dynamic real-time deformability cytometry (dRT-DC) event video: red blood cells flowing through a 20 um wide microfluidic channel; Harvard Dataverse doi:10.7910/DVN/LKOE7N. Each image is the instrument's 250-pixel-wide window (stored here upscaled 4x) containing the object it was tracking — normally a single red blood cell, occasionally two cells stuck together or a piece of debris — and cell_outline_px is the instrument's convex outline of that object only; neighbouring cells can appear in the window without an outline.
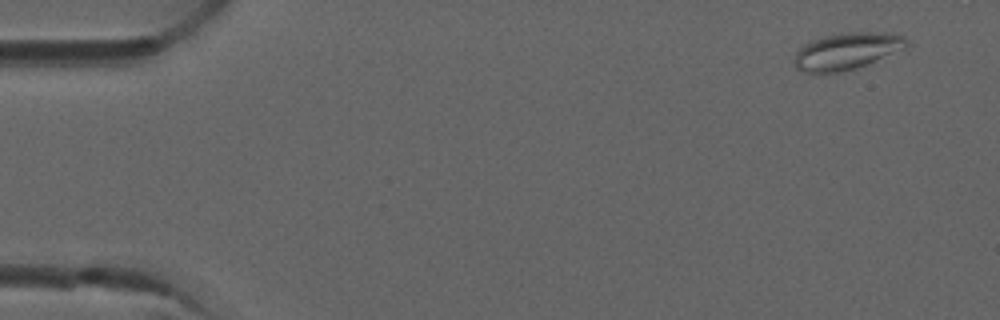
{"species": "common noctule bat (a hibernating species)", "species_latin": "Nyctalus noctula", "temperature_condition": "room temperature", "stored_images_in_passage": 3, "camera_frame_rate_fps": 3000, "um_per_image_px": 0.085, "animal": {"sex": "male", "forearm_length_mm": 52.5}, "frame": {"image": 1, "passage_image": 1, "time_ms": 0.0, "image_size_px": [1000, 320], "cell_outline_px": [[908, 44], [904, 48], [864, 64], [852, 68], [836, 72], [804, 72], [796, 68], [792, 60], [796, 52], [804, 44], [812, 40], [824, 36], [840, 32], [892, 32], [904, 36], [908, 40]], "centroid_in_image_um": [71.94, 4.3], "position_along_channel_um": 13.1, "area_um2": 23.76}}